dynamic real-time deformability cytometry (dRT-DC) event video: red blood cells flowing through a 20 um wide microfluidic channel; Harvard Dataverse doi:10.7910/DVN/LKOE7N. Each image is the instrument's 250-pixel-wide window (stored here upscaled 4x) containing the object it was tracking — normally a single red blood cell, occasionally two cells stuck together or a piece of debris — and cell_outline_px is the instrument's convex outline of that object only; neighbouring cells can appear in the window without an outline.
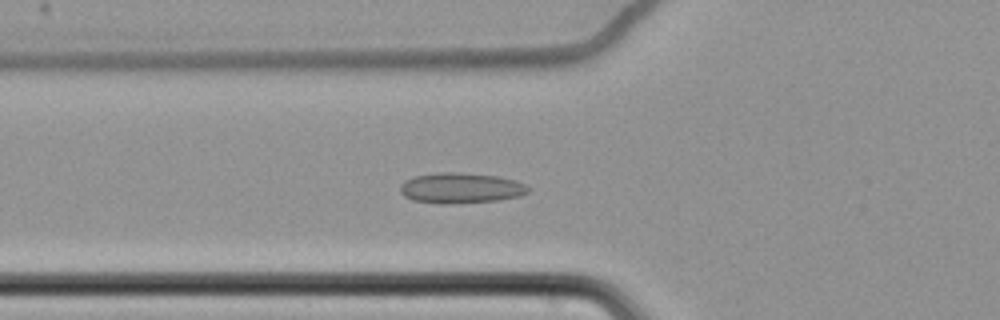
{"species": "common noctule bat (a hibernating species)", "species_latin": "Nyctalus noctula", "temperature_condition": "cold", "stored_images_in_passage": 56, "camera_frame_rate_fps": 3000, "um_per_image_px": 0.085, "animal": {"sex": "female", "body_mass_g": 22.7, "forearm_length_mm": 54.2}, "frame": {"image": 1, "passage_image": 18, "time_ms": 5.667, "image_size_px": [1000, 320], "cell_outline_px": [[532, 188], [528, 192], [520, 196], [496, 200], [448, 204], [436, 204], [412, 200], [404, 196], [400, 192], [400, 184], [404, 180], [416, 176], [440, 172], [460, 172], [496, 176], [516, 180]], "centroid_in_image_um": [39.15, 15.98], "position_along_channel_um": 86.6, "area_um2": 22.89}}
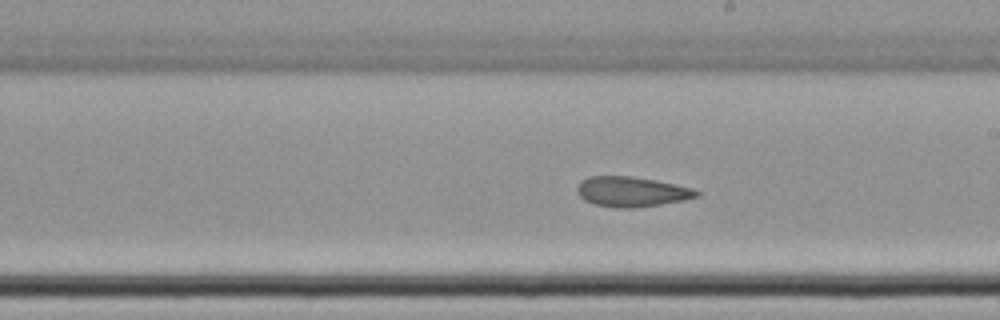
{"frame": {"image": 2, "passage_image": 31, "time_ms": 10.0, "image_size_px": [1000, 320], "cell_outline_px": [[700, 196], [684, 200], [660, 204], [632, 208], [616, 208], [596, 204], [584, 200], [576, 192], [576, 188], [580, 180], [588, 176], [632, 176], [656, 180], [692, 188], [700, 192]], "centroid_in_image_um": [53.66, 16.28], "position_along_channel_um": 235.3, "area_um2": 20.98}}
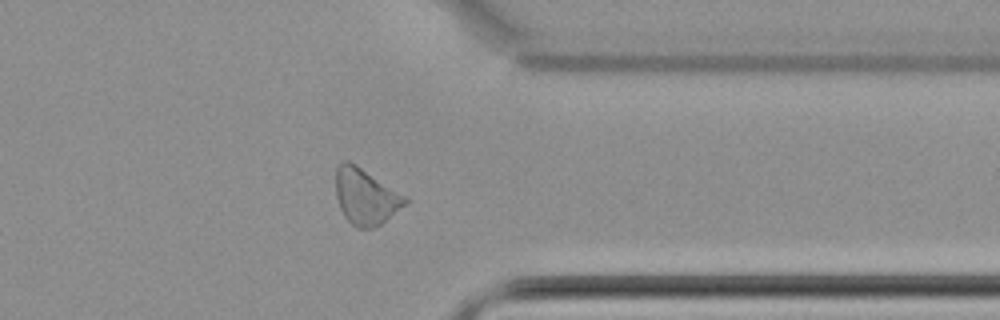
{"frame": {"image": 3, "passage_image": 44, "time_ms": 14.333, "image_size_px": [1000, 320], "cell_outline_px": [[408, 200], [404, 204], [380, 224], [372, 228], [356, 228], [344, 216], [340, 208], [336, 196], [336, 168], [344, 160], [348, 160], [356, 164], [408, 196]], "centroid_in_image_um": [31.06, 16.68], "position_along_channel_um": 380.3, "area_um2": 22.48}, "authors_computed_cell_mechanics": {"area_um2": 22.1374, "velocity_mm_per_s": 3.4392, "shape_relaxation_time_tau1_ms": null, "shape_relaxation_time_tau2_ms": 4.621, "deformation_change_tau1": null, "deformation_change_tau2": 0.0707}}